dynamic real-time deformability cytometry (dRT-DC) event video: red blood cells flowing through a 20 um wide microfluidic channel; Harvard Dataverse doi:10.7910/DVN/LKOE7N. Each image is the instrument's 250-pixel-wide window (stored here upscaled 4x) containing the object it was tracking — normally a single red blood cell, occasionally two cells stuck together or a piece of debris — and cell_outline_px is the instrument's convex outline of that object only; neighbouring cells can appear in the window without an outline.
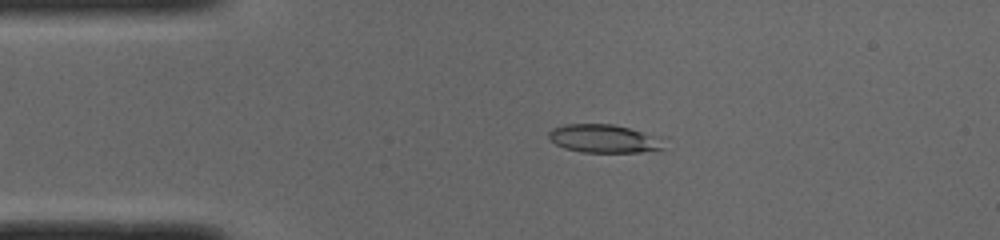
{"species": "common noctule bat (a hibernating species)", "species_latin": "Nyctalus noctula", "temperature_condition": "cold", "stored_images_in_passage": 50, "camera_frame_rate_fps": 3000, "um_per_image_px": 0.085, "animal": {"sex": "male", "body_mass_g": 19.0, "forearm_length_mm": 50.8}, "frame": {"image": 1, "passage_image": 10, "time_ms": 3.0, "image_size_px": [1000, 240], "cell_outline_px": [[668, 136], [664, 148], [640, 152], [580, 152], [564, 148], [556, 144], [548, 136], [548, 132], [552, 128], [564, 124], [612, 124]], "centroid_in_image_um": [51.46, 11.77], "position_along_channel_um": 33.5, "area_um2": 19.59}}
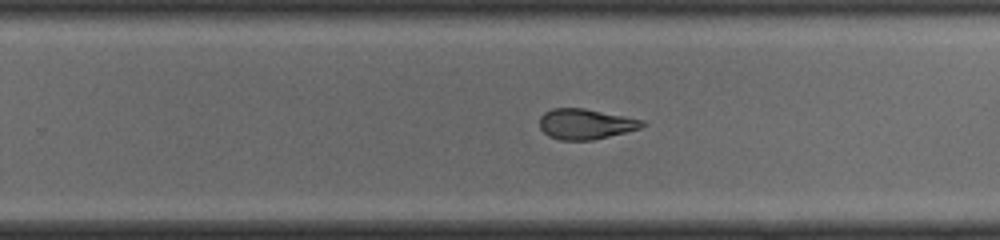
{"frame": {"image": 2, "passage_image": 31, "time_ms": 10.0, "image_size_px": [1000, 240], "cell_outline_px": [[648, 124], [640, 128], [592, 140], [560, 140], [548, 136], [540, 128], [540, 116], [544, 112], [552, 108], [584, 108], [644, 120]], "centroid_in_image_um": [49.76, 10.53], "position_along_channel_um": 280.0, "area_um2": 18.15}}
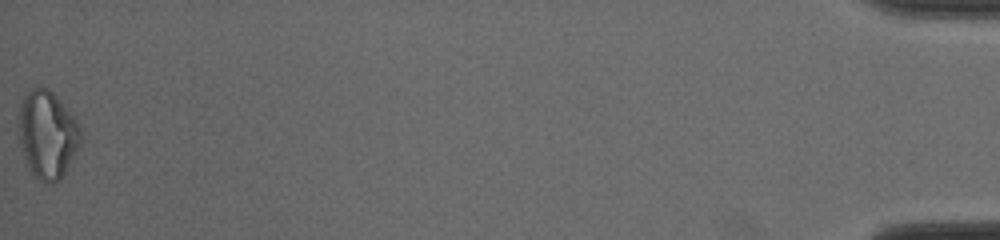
{"frame": {"image": 3, "passage_image": 50, "time_ms": 16.333, "image_size_px": [1000, 240], "cell_outline_px": [[80, 140], [76, 152], [60, 180], [52, 184], [48, 184], [40, 180], [32, 172], [20, 148], [20, 104], [24, 96], [32, 88], [40, 84], [48, 88], [60, 100], [80, 128]], "centroid_in_image_um": [4.01, 11.42], "position_along_channel_um": 431.2, "area_um2": 31.04}, "authors_computed_cell_mechanics": {"area_um2": 19.3919, "velocity_mm_per_s": 4.0084, "shape_relaxation_time_tau1_ms": 4.0484, "shape_relaxation_time_tau2_ms": 2.113, "deformation_change_tau1": 0.1625, "deformation_change_tau2": 0.0951}}